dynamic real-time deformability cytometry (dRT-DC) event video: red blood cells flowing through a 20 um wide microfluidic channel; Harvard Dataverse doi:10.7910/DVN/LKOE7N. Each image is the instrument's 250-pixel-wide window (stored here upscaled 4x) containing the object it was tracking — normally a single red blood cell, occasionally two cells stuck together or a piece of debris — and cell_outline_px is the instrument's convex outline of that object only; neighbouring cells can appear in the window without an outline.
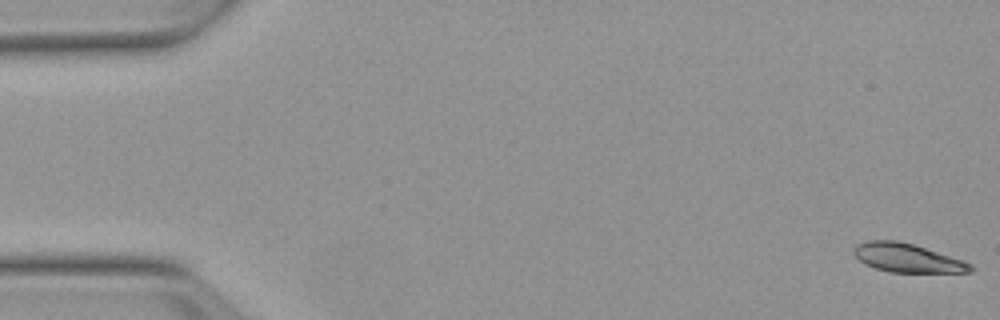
{"species": "Egyptian fruit bat (a non-hibernating species)", "species_latin": "Rousettus aegyptiacus", "temperature_condition": "warm", "stored_images_in_passage": 53, "camera_frame_rate_fps": 3000, "um_per_image_px": 0.085, "animal": {"sex": "female"}, "frame": {"image": 1, "passage_image": 1, "time_ms": 0.0, "image_size_px": [1000, 320], "cell_outline_px": [[972, 272], [888, 272], [864, 264], [852, 252], [852, 248], [856, 244], [868, 240], [896, 240], [912, 244], [964, 260], [972, 264]], "centroid_in_image_um": [77.08, 21.92], "position_along_channel_um": 7.9, "area_um2": 19.48}}
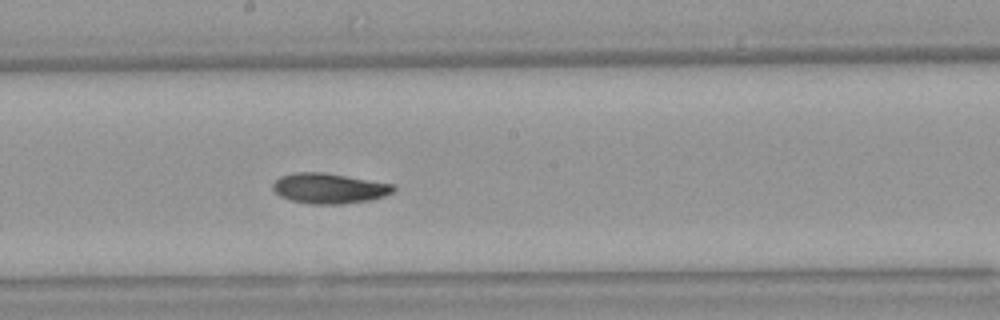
{"frame": {"image": 2, "passage_image": 29, "time_ms": 9.333, "image_size_px": [1000, 320], "cell_outline_px": [[396, 188], [392, 192], [384, 196], [368, 200], [340, 204], [312, 204], [292, 200], [280, 196], [272, 188], [272, 184], [280, 176], [296, 172], [324, 172], [396, 184]], "centroid_in_image_um": [27.99, 15.99], "position_along_channel_um": 220.2, "area_um2": 21.27}}
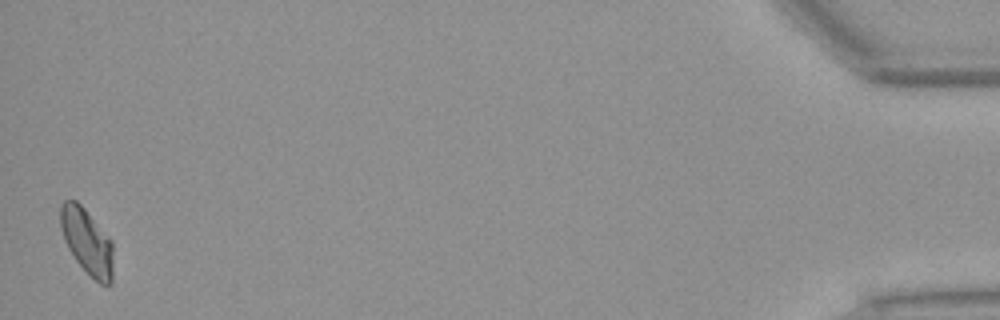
{"frame": {"image": 3, "passage_image": 53, "time_ms": 17.333, "image_size_px": [1000, 320], "cell_outline_px": [[112, 284], [100, 284], [76, 260], [68, 248], [64, 240], [60, 228], [60, 204], [64, 200], [76, 200], [84, 208], [112, 240]], "centroid_in_image_um": [7.38, 20.49], "position_along_channel_um": 427.8, "area_um2": 20.0}, "authors_computed_cell_mechanics": {"area_um2": 20.519, "velocity_mm_per_s": 3.7951, "shape_relaxation_time_tau1_ms": 6.2271, "shape_relaxation_time_tau2_ms": 5.7459, "deformation_change_tau1": 0.1927, "deformation_change_tau2": 0.1036}}